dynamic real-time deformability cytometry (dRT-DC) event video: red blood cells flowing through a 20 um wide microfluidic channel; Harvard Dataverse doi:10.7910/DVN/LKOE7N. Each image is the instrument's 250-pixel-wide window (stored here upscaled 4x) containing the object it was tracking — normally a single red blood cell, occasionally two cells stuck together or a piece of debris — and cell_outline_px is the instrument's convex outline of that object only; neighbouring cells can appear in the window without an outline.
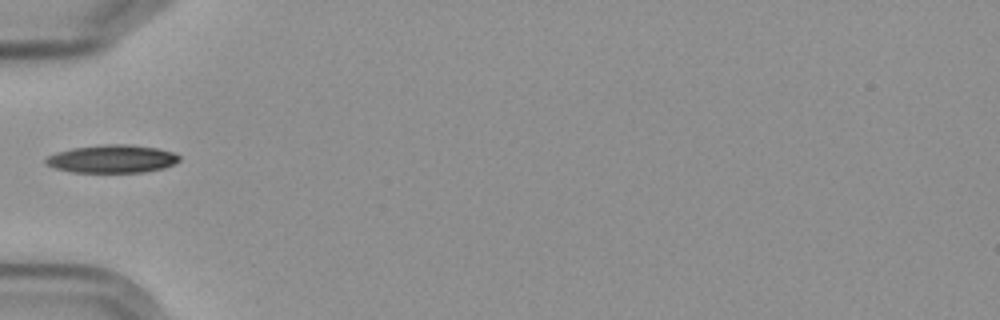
{"species": "Egyptian fruit bat (a non-hibernating species)", "species_latin": "Rousettus aegyptiacus", "temperature_condition": "cold", "stored_images_in_passage": 4, "camera_frame_rate_fps": 3000, "um_per_image_px": 0.085, "frame": {"image": 1, "passage_image": 3, "time_ms": 2.333, "image_size_px": [1000, 320], "cell_outline_px": [[180, 160], [164, 168], [144, 172], [72, 172], [56, 168], [44, 164], [44, 160], [48, 156], [56, 152], [72, 148], [104, 144], [128, 144], [156, 148], [172, 152], [180, 156]], "centroid_in_image_um": [9.5, 13.5], "position_along_channel_um": 75.5, "area_um2": 21.73}}
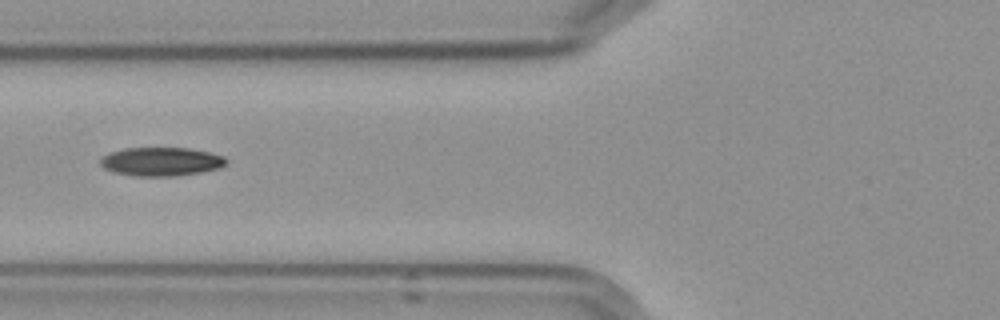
{"frame": {"image": 2, "passage_image": 4, "time_ms": 3.333, "image_size_px": [1000, 320], "cell_outline_px": [[228, 164], [220, 168], [200, 172], [176, 176], [132, 176], [112, 172], [104, 168], [100, 164], [100, 160], [108, 152], [124, 148], [188, 148], [212, 152], [224, 156], [228, 160]], "centroid_in_image_um": [13.72, 13.73], "position_along_channel_um": 112.1, "area_um2": 21.33}}